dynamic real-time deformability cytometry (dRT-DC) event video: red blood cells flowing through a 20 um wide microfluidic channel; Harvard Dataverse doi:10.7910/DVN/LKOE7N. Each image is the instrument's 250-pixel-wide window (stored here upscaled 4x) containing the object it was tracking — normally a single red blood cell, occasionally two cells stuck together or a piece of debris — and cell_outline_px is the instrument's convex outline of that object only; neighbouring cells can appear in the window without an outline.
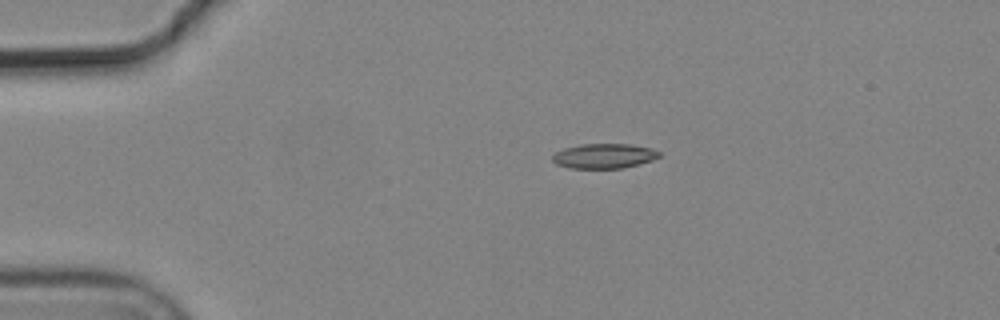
{"species": "common noctule bat (a hibernating species)", "species_latin": "Nyctalus noctula", "temperature_condition": "cold", "stored_images_in_passage": 2, "camera_frame_rate_fps": 3000, "um_per_image_px": 0.085, "animal": {"sex": "male", "body_mass_g": 19.2, "forearm_length_mm": 51.8}, "frame": {"image": 1, "passage_image": 2, "time_ms": 0.333, "image_size_px": [1000, 320], "cell_outline_px": [[660, 156], [652, 160], [624, 168], [568, 168], [556, 164], [552, 160], [552, 156], [556, 152], [564, 148], [580, 144], [628, 144], [652, 148], [660, 152]], "centroid_in_image_um": [51.33, 13.26], "position_along_channel_um": 33.7, "area_um2": 15.43}}